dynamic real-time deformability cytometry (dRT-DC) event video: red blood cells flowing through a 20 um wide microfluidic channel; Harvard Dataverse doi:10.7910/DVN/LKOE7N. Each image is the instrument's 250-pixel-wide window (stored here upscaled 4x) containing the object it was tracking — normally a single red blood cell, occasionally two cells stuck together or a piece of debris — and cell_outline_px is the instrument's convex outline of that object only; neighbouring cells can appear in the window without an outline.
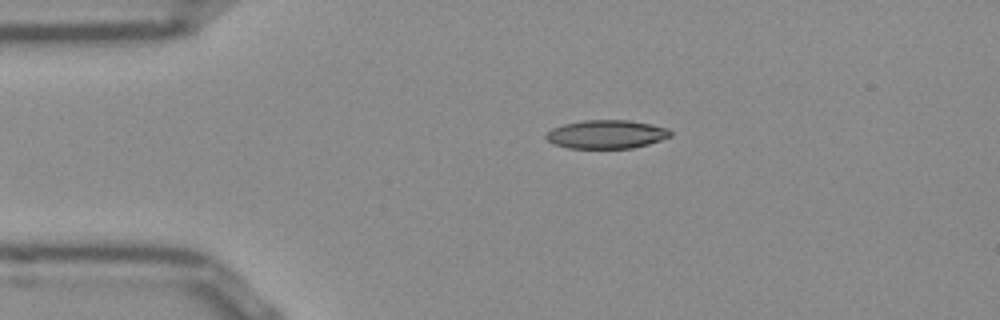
{"species": "Egyptian fruit bat (a non-hibernating species)", "species_latin": "Rousettus aegyptiacus", "temperature_condition": "room temperature", "stored_images_in_passage": 42, "camera_frame_rate_fps": 3000, "um_per_image_px": 0.085, "frame": {"image": 1, "passage_image": 1, "time_ms": 0.0, "image_size_px": [1000, 320], "cell_outline_px": [[672, 136], [648, 144], [632, 148], [568, 148], [552, 144], [544, 136], [552, 128], [564, 124], [584, 120], [628, 120], [652, 124], [668, 128], [672, 132]], "centroid_in_image_um": [51.55, 11.41], "position_along_channel_um": 33.4, "area_um2": 20.75}}
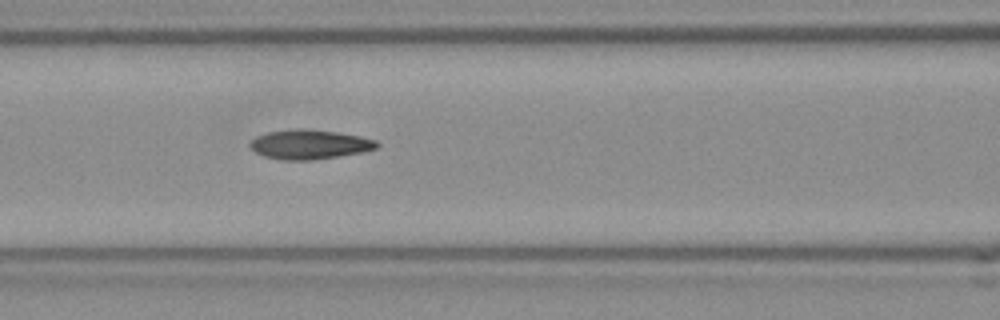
{"frame": {"image": 2, "passage_image": 12, "time_ms": 3.667, "image_size_px": [1000, 320], "cell_outline_px": [[380, 144], [376, 148], [360, 152], [340, 156], [312, 160], [284, 160], [264, 156], [256, 152], [248, 144], [256, 136], [268, 132], [296, 128], [308, 128], [336, 132], [360, 136], [376, 140]], "centroid_in_image_um": [26.3, 12.26], "position_along_channel_um": 140.3, "area_um2": 21.73}}
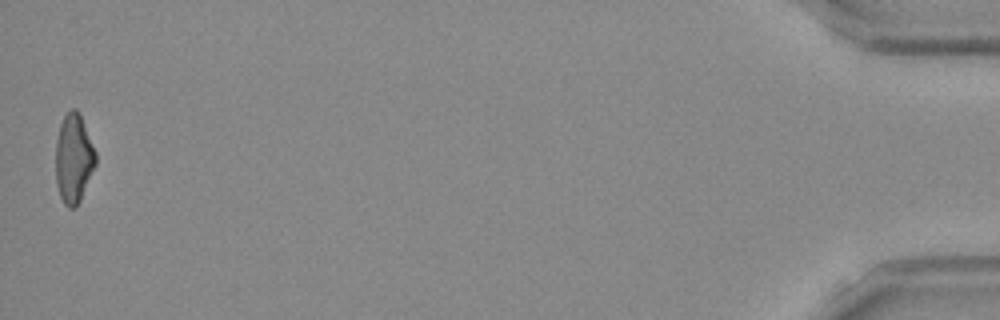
{"frame": {"image": 3, "passage_image": 42, "time_ms": 13.667, "image_size_px": [1000, 320], "cell_outline_px": [[96, 164], [80, 200], [76, 208], [68, 208], [64, 204], [60, 196], [56, 184], [56, 140], [60, 124], [64, 116], [72, 108], [76, 108], [80, 116], [96, 152]], "centroid_in_image_um": [6.25, 13.5], "position_along_channel_um": 428.9, "area_um2": 20.58}, "authors_computed_cell_mechanics": {"area_um2": 21.0103, "velocity_mm_per_s": 3.8876, "shape_relaxation_time_tau1_ms": null, "shape_relaxation_time_tau2_ms": 3.2673, "deformation_change_tau1": null, "deformation_change_tau2": 0.1127}}